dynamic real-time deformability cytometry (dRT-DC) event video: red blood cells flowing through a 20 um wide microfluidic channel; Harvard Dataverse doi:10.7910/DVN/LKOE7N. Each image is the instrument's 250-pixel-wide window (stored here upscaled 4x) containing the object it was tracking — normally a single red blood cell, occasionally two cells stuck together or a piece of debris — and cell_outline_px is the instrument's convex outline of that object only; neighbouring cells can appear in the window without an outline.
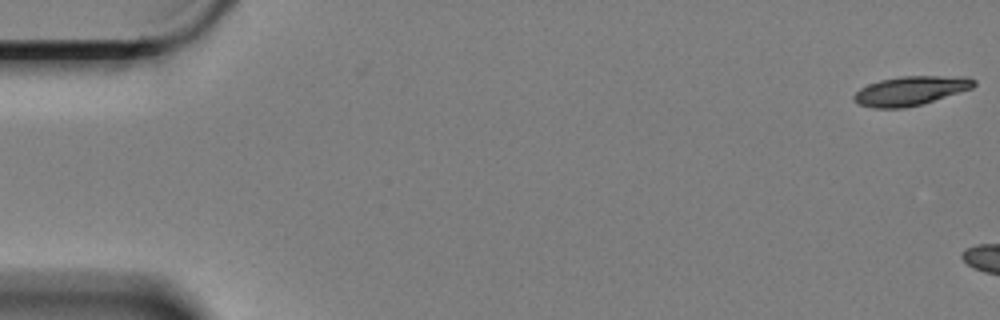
{"species": "Egyptian fruit bat (a non-hibernating species)", "species_latin": "Rousettus aegyptiacus", "temperature_condition": "cold", "stored_images_in_passage": 6, "camera_frame_rate_fps": 3000, "um_per_image_px": 0.085, "animal": {"sex": "female"}, "frame": {"image": 1, "passage_image": 1, "time_ms": 0.0, "image_size_px": [1000, 320], "cell_outline_px": [[976, 84], [972, 88], [920, 104], [904, 108], [872, 108], [860, 104], [852, 100], [852, 96], [860, 88], [868, 84], [880, 80], [900, 76], [968, 76], [976, 80]], "centroid_in_image_um": [77.38, 7.7], "position_along_channel_um": 7.6, "area_um2": 20.35}}